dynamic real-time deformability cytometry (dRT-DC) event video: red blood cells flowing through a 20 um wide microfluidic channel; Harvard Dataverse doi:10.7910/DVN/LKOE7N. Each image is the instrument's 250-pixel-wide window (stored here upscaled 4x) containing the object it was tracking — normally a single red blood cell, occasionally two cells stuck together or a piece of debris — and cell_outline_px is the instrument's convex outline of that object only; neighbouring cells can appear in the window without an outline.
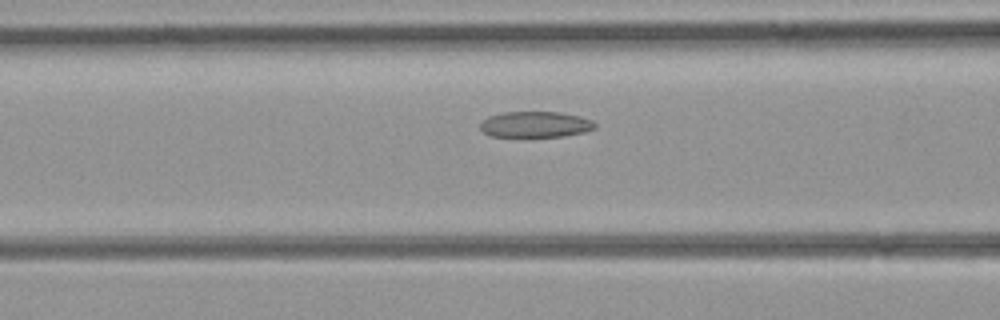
{"species": "common noctule bat (a hibernating species)", "species_latin": "Nyctalus noctula", "temperature_condition": "room temperature", "stored_images_in_passage": 7, "camera_frame_rate_fps": 3000, "um_per_image_px": 0.085, "animal": {"sex": "female", "body_mass_g": 21.9}, "frame": {"image": 1, "passage_image": 5, "time_ms": 1.333, "image_size_px": [1000, 320], "cell_outline_px": [[596, 128], [584, 132], [564, 136], [492, 136], [484, 132], [480, 128], [480, 124], [488, 116], [504, 112], [560, 112], [580, 116], [592, 120], [596, 124]], "centroid_in_image_um": [45.54, 10.57], "position_along_channel_um": 121.1, "area_um2": 17.22}}